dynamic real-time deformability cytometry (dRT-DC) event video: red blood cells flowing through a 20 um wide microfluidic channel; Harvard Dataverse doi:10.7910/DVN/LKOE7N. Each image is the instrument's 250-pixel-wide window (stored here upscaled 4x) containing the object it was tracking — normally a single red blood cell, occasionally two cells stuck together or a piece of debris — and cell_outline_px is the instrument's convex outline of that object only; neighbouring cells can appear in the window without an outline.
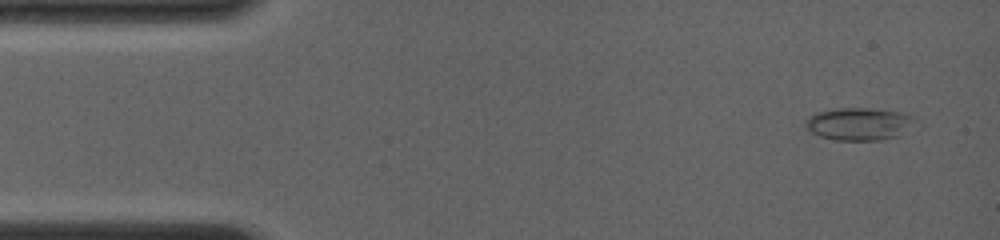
{"species": "common noctule bat (a hibernating species)", "species_latin": "Nyctalus noctula", "temperature_condition": "room temperature", "stored_images_in_passage": 12, "camera_frame_rate_fps": 4000, "um_per_image_px": 0.085, "animal": {"sex": "female", "body_mass_g": 19.0, "forearm_length_mm": 56.7}, "frame": {"image": 1, "passage_image": 2, "time_ms": 0.25, "image_size_px": [1000, 240], "cell_outline_px": [[916, 120], [900, 136], [880, 140], [836, 140], [820, 136], [812, 132], [804, 124], [808, 116], [816, 112], [836, 108], [868, 108], [900, 112]], "centroid_in_image_um": [72.97, 10.53], "position_along_channel_um": 12.0, "area_um2": 20.58}}
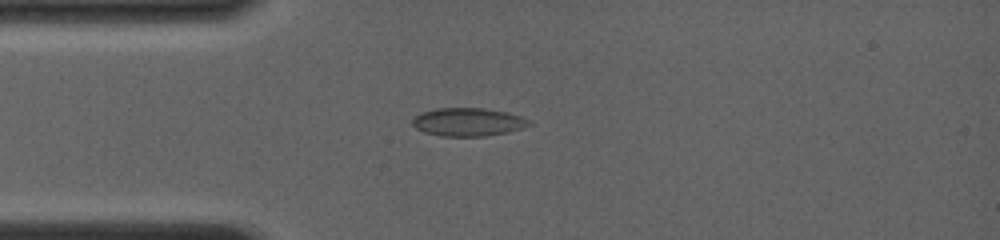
{"frame": {"image": 2, "passage_image": 11, "time_ms": 3.25, "image_size_px": [1000, 240], "cell_outline_px": [[532, 124], [524, 128], [508, 132], [484, 136], [440, 136], [424, 132], [416, 128], [412, 124], [412, 120], [416, 116], [424, 112], [436, 108], [480, 108], [508, 112], [532, 120]], "centroid_in_image_um": [39.83, 10.37], "position_along_channel_um": 45.2, "area_um2": 19.19}}